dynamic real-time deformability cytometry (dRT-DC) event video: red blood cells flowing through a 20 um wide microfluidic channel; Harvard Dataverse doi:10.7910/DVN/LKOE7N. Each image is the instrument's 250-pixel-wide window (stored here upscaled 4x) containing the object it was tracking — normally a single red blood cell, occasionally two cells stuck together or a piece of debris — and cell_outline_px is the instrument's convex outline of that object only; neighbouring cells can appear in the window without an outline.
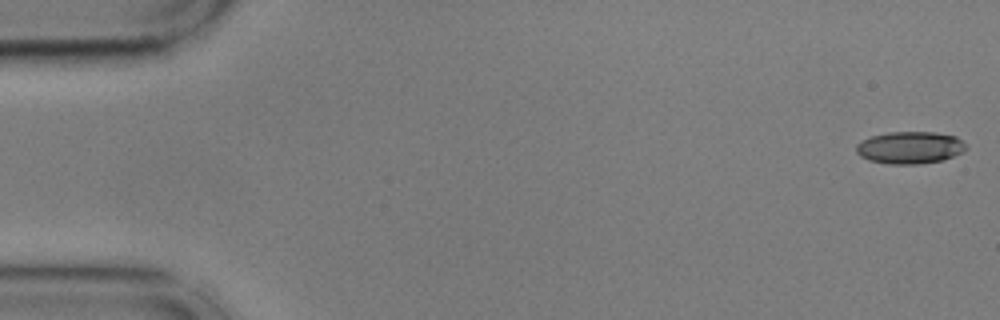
{"species": "common noctule bat (a hibernating species)", "species_latin": "Nyctalus noctula", "temperature_condition": "cold", "stored_images_in_passage": 55, "camera_frame_rate_fps": 3000, "um_per_image_px": 0.085, "animal": {"sex": "male", "body_mass_g": 17.9, "forearm_length_mm": 54.2}, "frame": {"image": 1, "passage_image": 1, "time_ms": 0.0, "image_size_px": [1000, 320], "cell_outline_px": [[968, 148], [952, 156], [940, 160], [920, 164], [888, 164], [868, 160], [860, 156], [856, 152], [856, 144], [860, 140], [872, 136], [888, 132], [932, 132], [956, 136]], "centroid_in_image_um": [77.28, 12.54], "position_along_channel_um": 7.7, "area_um2": 20.52}}
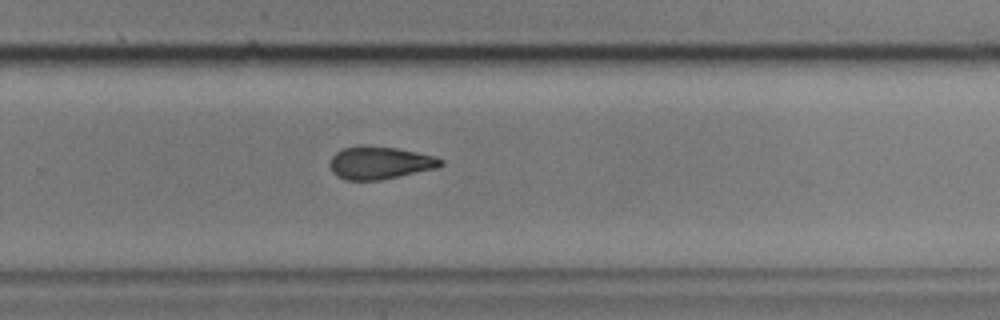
{"frame": {"image": 2, "passage_image": 36, "time_ms": 11.667, "image_size_px": [1000, 320], "cell_outline_px": [[444, 164], [436, 168], [380, 180], [344, 180], [336, 176], [332, 172], [328, 164], [332, 156], [336, 152], [344, 148], [356, 144], [364, 144], [396, 148], [436, 156], [444, 160]], "centroid_in_image_um": [32.24, 13.82], "position_along_channel_um": 297.6, "area_um2": 21.44}}
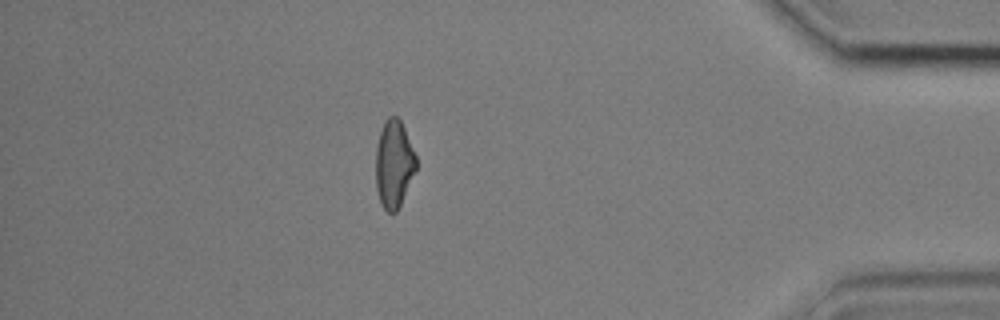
{"frame": {"image": 3, "passage_image": 48, "time_ms": 15.667, "image_size_px": [1000, 320], "cell_outline_px": [[416, 168], [400, 204], [396, 212], [388, 212], [380, 204], [376, 188], [376, 148], [380, 132], [388, 116], [396, 116], [400, 120], [404, 128], [416, 156]], "centroid_in_image_um": [33.46, 13.94], "position_along_channel_um": 401.7, "area_um2": 20.23}, "authors_computed_cell_mechanics": {"area_um2": 21.4438, "velocity_mm_per_s": 3.6209, "shape_relaxation_time_tau1_ms": 4.0773, "shape_relaxation_time_tau2_ms": 8.908, "deformation_change_tau1": 0.1297, "deformation_change_tau2": 0.1855}}